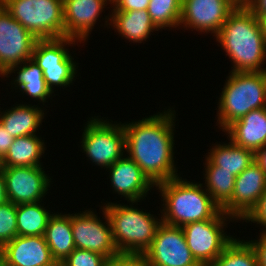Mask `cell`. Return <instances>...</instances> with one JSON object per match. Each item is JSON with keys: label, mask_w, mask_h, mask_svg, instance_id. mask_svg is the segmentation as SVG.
<instances>
[{"label": "cell", "mask_w": 266, "mask_h": 266, "mask_svg": "<svg viewBox=\"0 0 266 266\" xmlns=\"http://www.w3.org/2000/svg\"><path fill=\"white\" fill-rule=\"evenodd\" d=\"M163 113L123 124L125 151L155 186L178 177L173 163L175 111Z\"/></svg>", "instance_id": "1"}, {"label": "cell", "mask_w": 266, "mask_h": 266, "mask_svg": "<svg viewBox=\"0 0 266 266\" xmlns=\"http://www.w3.org/2000/svg\"><path fill=\"white\" fill-rule=\"evenodd\" d=\"M45 241L56 262H63L76 248L70 214H53L44 233Z\"/></svg>", "instance_id": "21"}, {"label": "cell", "mask_w": 266, "mask_h": 266, "mask_svg": "<svg viewBox=\"0 0 266 266\" xmlns=\"http://www.w3.org/2000/svg\"><path fill=\"white\" fill-rule=\"evenodd\" d=\"M210 266H258V264L250 243L234 238Z\"/></svg>", "instance_id": "28"}, {"label": "cell", "mask_w": 266, "mask_h": 266, "mask_svg": "<svg viewBox=\"0 0 266 266\" xmlns=\"http://www.w3.org/2000/svg\"><path fill=\"white\" fill-rule=\"evenodd\" d=\"M238 4L237 0H182L179 25L216 36Z\"/></svg>", "instance_id": "14"}, {"label": "cell", "mask_w": 266, "mask_h": 266, "mask_svg": "<svg viewBox=\"0 0 266 266\" xmlns=\"http://www.w3.org/2000/svg\"><path fill=\"white\" fill-rule=\"evenodd\" d=\"M224 132L230 140L254 153L266 145V107L250 111L230 124Z\"/></svg>", "instance_id": "19"}, {"label": "cell", "mask_w": 266, "mask_h": 266, "mask_svg": "<svg viewBox=\"0 0 266 266\" xmlns=\"http://www.w3.org/2000/svg\"><path fill=\"white\" fill-rule=\"evenodd\" d=\"M110 23L124 38L133 42L146 41L151 32L159 29L154 25L147 9L113 11Z\"/></svg>", "instance_id": "20"}, {"label": "cell", "mask_w": 266, "mask_h": 266, "mask_svg": "<svg viewBox=\"0 0 266 266\" xmlns=\"http://www.w3.org/2000/svg\"><path fill=\"white\" fill-rule=\"evenodd\" d=\"M142 256L149 266H201L188 248L182 227L164 222Z\"/></svg>", "instance_id": "11"}, {"label": "cell", "mask_w": 266, "mask_h": 266, "mask_svg": "<svg viewBox=\"0 0 266 266\" xmlns=\"http://www.w3.org/2000/svg\"><path fill=\"white\" fill-rule=\"evenodd\" d=\"M74 42L75 39L67 37L36 42L31 58L43 71L46 85L52 93L54 85L63 88L75 80L76 65L65 48L66 44Z\"/></svg>", "instance_id": "9"}, {"label": "cell", "mask_w": 266, "mask_h": 266, "mask_svg": "<svg viewBox=\"0 0 266 266\" xmlns=\"http://www.w3.org/2000/svg\"><path fill=\"white\" fill-rule=\"evenodd\" d=\"M53 266H65L62 262H57L55 265Z\"/></svg>", "instance_id": "43"}, {"label": "cell", "mask_w": 266, "mask_h": 266, "mask_svg": "<svg viewBox=\"0 0 266 266\" xmlns=\"http://www.w3.org/2000/svg\"><path fill=\"white\" fill-rule=\"evenodd\" d=\"M257 18H258V21L260 24V28L262 29L263 34H264L265 39H266V13L260 14Z\"/></svg>", "instance_id": "40"}, {"label": "cell", "mask_w": 266, "mask_h": 266, "mask_svg": "<svg viewBox=\"0 0 266 266\" xmlns=\"http://www.w3.org/2000/svg\"><path fill=\"white\" fill-rule=\"evenodd\" d=\"M150 0H112L113 11L144 10L148 8Z\"/></svg>", "instance_id": "34"}, {"label": "cell", "mask_w": 266, "mask_h": 266, "mask_svg": "<svg viewBox=\"0 0 266 266\" xmlns=\"http://www.w3.org/2000/svg\"><path fill=\"white\" fill-rule=\"evenodd\" d=\"M0 266H5L4 245L0 243Z\"/></svg>", "instance_id": "41"}, {"label": "cell", "mask_w": 266, "mask_h": 266, "mask_svg": "<svg viewBox=\"0 0 266 266\" xmlns=\"http://www.w3.org/2000/svg\"><path fill=\"white\" fill-rule=\"evenodd\" d=\"M217 41L233 61L232 72H262L266 58V39L258 18L243 4L229 14Z\"/></svg>", "instance_id": "2"}, {"label": "cell", "mask_w": 266, "mask_h": 266, "mask_svg": "<svg viewBox=\"0 0 266 266\" xmlns=\"http://www.w3.org/2000/svg\"><path fill=\"white\" fill-rule=\"evenodd\" d=\"M105 266H149L143 256L120 255L117 258L108 259Z\"/></svg>", "instance_id": "33"}, {"label": "cell", "mask_w": 266, "mask_h": 266, "mask_svg": "<svg viewBox=\"0 0 266 266\" xmlns=\"http://www.w3.org/2000/svg\"><path fill=\"white\" fill-rule=\"evenodd\" d=\"M266 189V173L254 161L235 177L231 200L221 209L236 220L243 219Z\"/></svg>", "instance_id": "15"}, {"label": "cell", "mask_w": 266, "mask_h": 266, "mask_svg": "<svg viewBox=\"0 0 266 266\" xmlns=\"http://www.w3.org/2000/svg\"><path fill=\"white\" fill-rule=\"evenodd\" d=\"M207 155L208 159L219 167V170H226L235 177L242 173L255 161V153L234 144L231 140L229 144H217Z\"/></svg>", "instance_id": "23"}, {"label": "cell", "mask_w": 266, "mask_h": 266, "mask_svg": "<svg viewBox=\"0 0 266 266\" xmlns=\"http://www.w3.org/2000/svg\"><path fill=\"white\" fill-rule=\"evenodd\" d=\"M109 170L114 191L131 203L140 202L138 200L144 199L155 186L129 156L116 161Z\"/></svg>", "instance_id": "18"}, {"label": "cell", "mask_w": 266, "mask_h": 266, "mask_svg": "<svg viewBox=\"0 0 266 266\" xmlns=\"http://www.w3.org/2000/svg\"><path fill=\"white\" fill-rule=\"evenodd\" d=\"M230 73L219 98L217 121L223 131L250 111L266 107V71Z\"/></svg>", "instance_id": "5"}, {"label": "cell", "mask_w": 266, "mask_h": 266, "mask_svg": "<svg viewBox=\"0 0 266 266\" xmlns=\"http://www.w3.org/2000/svg\"><path fill=\"white\" fill-rule=\"evenodd\" d=\"M229 218L232 219L221 211L214 219L192 222L182 227L188 248L201 266H210L234 239L223 231L224 222Z\"/></svg>", "instance_id": "8"}, {"label": "cell", "mask_w": 266, "mask_h": 266, "mask_svg": "<svg viewBox=\"0 0 266 266\" xmlns=\"http://www.w3.org/2000/svg\"><path fill=\"white\" fill-rule=\"evenodd\" d=\"M260 239L248 241L257 258L258 266H266V235L261 234Z\"/></svg>", "instance_id": "35"}, {"label": "cell", "mask_w": 266, "mask_h": 266, "mask_svg": "<svg viewBox=\"0 0 266 266\" xmlns=\"http://www.w3.org/2000/svg\"><path fill=\"white\" fill-rule=\"evenodd\" d=\"M243 220H246V222H256L257 224H261V226H265V230L261 234L266 235V189Z\"/></svg>", "instance_id": "32"}, {"label": "cell", "mask_w": 266, "mask_h": 266, "mask_svg": "<svg viewBox=\"0 0 266 266\" xmlns=\"http://www.w3.org/2000/svg\"><path fill=\"white\" fill-rule=\"evenodd\" d=\"M243 4L258 17L262 13H266V0H245Z\"/></svg>", "instance_id": "37"}, {"label": "cell", "mask_w": 266, "mask_h": 266, "mask_svg": "<svg viewBox=\"0 0 266 266\" xmlns=\"http://www.w3.org/2000/svg\"><path fill=\"white\" fill-rule=\"evenodd\" d=\"M18 105L1 113L0 123L14 138L35 135L44 118V111L38 106Z\"/></svg>", "instance_id": "22"}, {"label": "cell", "mask_w": 266, "mask_h": 266, "mask_svg": "<svg viewBox=\"0 0 266 266\" xmlns=\"http://www.w3.org/2000/svg\"><path fill=\"white\" fill-rule=\"evenodd\" d=\"M176 177L157 184L165 202L162 222L183 227L192 222L214 219L222 210L202 184Z\"/></svg>", "instance_id": "3"}, {"label": "cell", "mask_w": 266, "mask_h": 266, "mask_svg": "<svg viewBox=\"0 0 266 266\" xmlns=\"http://www.w3.org/2000/svg\"><path fill=\"white\" fill-rule=\"evenodd\" d=\"M148 13L154 25L161 28L179 26L182 12V0H150Z\"/></svg>", "instance_id": "29"}, {"label": "cell", "mask_w": 266, "mask_h": 266, "mask_svg": "<svg viewBox=\"0 0 266 266\" xmlns=\"http://www.w3.org/2000/svg\"><path fill=\"white\" fill-rule=\"evenodd\" d=\"M44 146L43 140L36 134L15 138L3 157L4 167L42 166L40 157L45 153Z\"/></svg>", "instance_id": "24"}, {"label": "cell", "mask_w": 266, "mask_h": 266, "mask_svg": "<svg viewBox=\"0 0 266 266\" xmlns=\"http://www.w3.org/2000/svg\"><path fill=\"white\" fill-rule=\"evenodd\" d=\"M239 3H243L245 0H237Z\"/></svg>", "instance_id": "44"}, {"label": "cell", "mask_w": 266, "mask_h": 266, "mask_svg": "<svg viewBox=\"0 0 266 266\" xmlns=\"http://www.w3.org/2000/svg\"><path fill=\"white\" fill-rule=\"evenodd\" d=\"M205 186L213 201L222 209L232 198L235 176L226 170H219L206 158Z\"/></svg>", "instance_id": "27"}, {"label": "cell", "mask_w": 266, "mask_h": 266, "mask_svg": "<svg viewBox=\"0 0 266 266\" xmlns=\"http://www.w3.org/2000/svg\"><path fill=\"white\" fill-rule=\"evenodd\" d=\"M17 70L19 71L17 72L18 76L13 84L16 83L15 85H18L23 93L28 94L36 100L39 99L42 103L46 102V99L52 95V92L48 89L43 76V71L36 62L30 58L23 62V66L20 65L19 67L18 64L11 67L3 76L5 77Z\"/></svg>", "instance_id": "25"}, {"label": "cell", "mask_w": 266, "mask_h": 266, "mask_svg": "<svg viewBox=\"0 0 266 266\" xmlns=\"http://www.w3.org/2000/svg\"><path fill=\"white\" fill-rule=\"evenodd\" d=\"M82 137L83 151L100 167L108 169L123 157L126 150L123 124H112L107 120L92 117L85 126Z\"/></svg>", "instance_id": "7"}, {"label": "cell", "mask_w": 266, "mask_h": 266, "mask_svg": "<svg viewBox=\"0 0 266 266\" xmlns=\"http://www.w3.org/2000/svg\"><path fill=\"white\" fill-rule=\"evenodd\" d=\"M3 168H4V160L3 156L0 154V171H2Z\"/></svg>", "instance_id": "42"}, {"label": "cell", "mask_w": 266, "mask_h": 266, "mask_svg": "<svg viewBox=\"0 0 266 266\" xmlns=\"http://www.w3.org/2000/svg\"><path fill=\"white\" fill-rule=\"evenodd\" d=\"M107 260L100 253L75 248L62 263L65 266H105Z\"/></svg>", "instance_id": "31"}, {"label": "cell", "mask_w": 266, "mask_h": 266, "mask_svg": "<svg viewBox=\"0 0 266 266\" xmlns=\"http://www.w3.org/2000/svg\"><path fill=\"white\" fill-rule=\"evenodd\" d=\"M107 1L63 0L65 37L85 42Z\"/></svg>", "instance_id": "16"}, {"label": "cell", "mask_w": 266, "mask_h": 266, "mask_svg": "<svg viewBox=\"0 0 266 266\" xmlns=\"http://www.w3.org/2000/svg\"><path fill=\"white\" fill-rule=\"evenodd\" d=\"M255 162L266 173V145L255 152Z\"/></svg>", "instance_id": "38"}, {"label": "cell", "mask_w": 266, "mask_h": 266, "mask_svg": "<svg viewBox=\"0 0 266 266\" xmlns=\"http://www.w3.org/2000/svg\"><path fill=\"white\" fill-rule=\"evenodd\" d=\"M106 224L94 212L71 214L73 240L77 249L90 250L104 255L107 259L120 256L112 236L109 218L103 207ZM105 224V225H104Z\"/></svg>", "instance_id": "12"}, {"label": "cell", "mask_w": 266, "mask_h": 266, "mask_svg": "<svg viewBox=\"0 0 266 266\" xmlns=\"http://www.w3.org/2000/svg\"><path fill=\"white\" fill-rule=\"evenodd\" d=\"M37 41L0 3V75L30 59Z\"/></svg>", "instance_id": "10"}, {"label": "cell", "mask_w": 266, "mask_h": 266, "mask_svg": "<svg viewBox=\"0 0 266 266\" xmlns=\"http://www.w3.org/2000/svg\"><path fill=\"white\" fill-rule=\"evenodd\" d=\"M107 204L104 209L120 255L142 256L151 246L162 220L132 206Z\"/></svg>", "instance_id": "4"}, {"label": "cell", "mask_w": 266, "mask_h": 266, "mask_svg": "<svg viewBox=\"0 0 266 266\" xmlns=\"http://www.w3.org/2000/svg\"><path fill=\"white\" fill-rule=\"evenodd\" d=\"M14 137L0 123V154L4 157L14 141Z\"/></svg>", "instance_id": "36"}, {"label": "cell", "mask_w": 266, "mask_h": 266, "mask_svg": "<svg viewBox=\"0 0 266 266\" xmlns=\"http://www.w3.org/2000/svg\"><path fill=\"white\" fill-rule=\"evenodd\" d=\"M17 236V205L0 204V243L5 245Z\"/></svg>", "instance_id": "30"}, {"label": "cell", "mask_w": 266, "mask_h": 266, "mask_svg": "<svg viewBox=\"0 0 266 266\" xmlns=\"http://www.w3.org/2000/svg\"><path fill=\"white\" fill-rule=\"evenodd\" d=\"M5 266H53L44 236H16L4 245Z\"/></svg>", "instance_id": "17"}, {"label": "cell", "mask_w": 266, "mask_h": 266, "mask_svg": "<svg viewBox=\"0 0 266 266\" xmlns=\"http://www.w3.org/2000/svg\"><path fill=\"white\" fill-rule=\"evenodd\" d=\"M2 4L38 40L65 37L63 0H4Z\"/></svg>", "instance_id": "6"}, {"label": "cell", "mask_w": 266, "mask_h": 266, "mask_svg": "<svg viewBox=\"0 0 266 266\" xmlns=\"http://www.w3.org/2000/svg\"><path fill=\"white\" fill-rule=\"evenodd\" d=\"M8 201L7 194H6V186H5V178L0 171V204H4Z\"/></svg>", "instance_id": "39"}, {"label": "cell", "mask_w": 266, "mask_h": 266, "mask_svg": "<svg viewBox=\"0 0 266 266\" xmlns=\"http://www.w3.org/2000/svg\"><path fill=\"white\" fill-rule=\"evenodd\" d=\"M50 214L40 202L17 205V236H44Z\"/></svg>", "instance_id": "26"}, {"label": "cell", "mask_w": 266, "mask_h": 266, "mask_svg": "<svg viewBox=\"0 0 266 266\" xmlns=\"http://www.w3.org/2000/svg\"><path fill=\"white\" fill-rule=\"evenodd\" d=\"M42 169L41 166L4 167L2 173L8 201L15 205L41 202L51 180Z\"/></svg>", "instance_id": "13"}]
</instances>
